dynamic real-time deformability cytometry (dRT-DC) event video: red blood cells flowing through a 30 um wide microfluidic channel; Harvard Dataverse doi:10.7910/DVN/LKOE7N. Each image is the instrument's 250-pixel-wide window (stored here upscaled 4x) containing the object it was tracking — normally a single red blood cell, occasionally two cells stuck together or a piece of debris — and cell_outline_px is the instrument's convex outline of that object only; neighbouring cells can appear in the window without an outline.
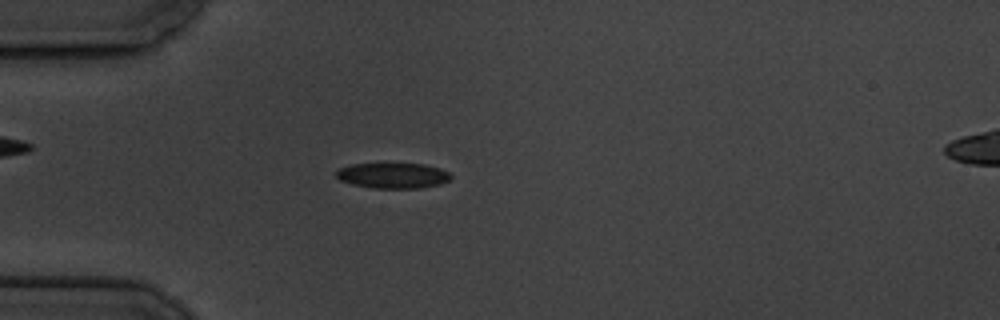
{"species": "common noctule bat (a hibernating species)", "species_latin": "Nyctalus noctula", "temperature_condition": "cold", "stored_images_in_passage": 5, "segment_of_instrument_passage": [1, 2], "camera_frame_rate_fps": 3000, "um_per_image_px": 0.085, "animal": {"sex": "male", "body_mass_g": 19.5, "forearm_length_mm": 54.6}, "frame": {"image": 1, "passage_image": 4, "time_ms": 3.333, "image_size_px": [1000, 320], "cell_outline_px": [[452, 176], [448, 180], [440, 184], [420, 188], [372, 188], [352, 184], [340, 180], [336, 176], [336, 168], [352, 164], [384, 160], [424, 164], [440, 168], [448, 172]], "centroid_in_image_um": [33.34, 14.86], "position_along_channel_um": 51.7, "area_um2": 18.03}}